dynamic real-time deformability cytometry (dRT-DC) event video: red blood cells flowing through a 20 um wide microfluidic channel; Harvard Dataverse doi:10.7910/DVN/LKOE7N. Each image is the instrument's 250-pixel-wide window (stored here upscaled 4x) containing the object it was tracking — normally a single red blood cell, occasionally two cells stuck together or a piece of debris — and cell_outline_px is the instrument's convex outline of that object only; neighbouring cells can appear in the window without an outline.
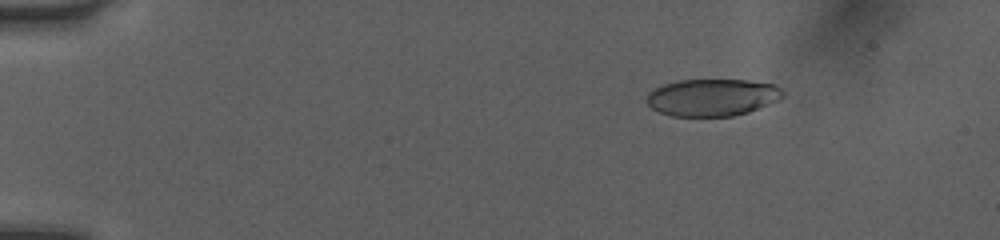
{"species": "human", "species_latin": "Homo sapiens", "temperature_condition": "room temperature", "stored_images_in_passage": 12, "camera_frame_rate_fps": 3000, "um_per_image_px": 0.085, "donor": {"sex": "female"}, "frame": {"image": 1, "passage_image": 3, "time_ms": 0.667, "image_size_px": [1000, 240], "cell_outline_px": [[784, 96], [768, 104], [748, 112], [732, 116], [672, 116], [660, 112], [652, 108], [644, 100], [648, 92], [652, 88], [676, 80], [748, 80], [772, 84], [780, 88], [784, 92]], "centroid_in_image_um": [60.48, 8.27], "position_along_channel_um": 24.5, "area_um2": 29.54}}
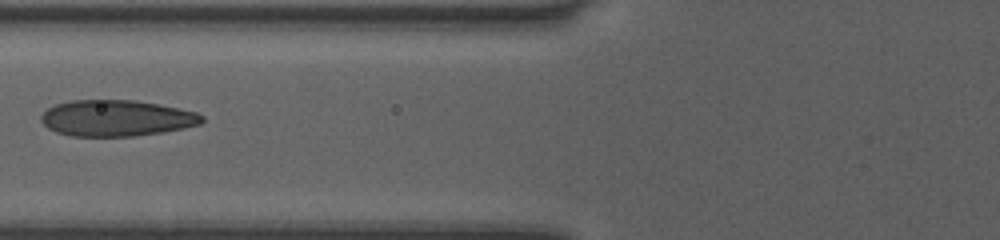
{"frame": {"image": 2, "passage_image": 8, "time_ms": 2.333, "image_size_px": [1000, 240], "cell_outline_px": [[204, 120], [200, 124], [184, 128], [164, 132], [136, 136], [72, 136], [56, 132], [48, 128], [40, 120], [40, 116], [48, 108], [56, 104], [72, 100], [136, 100], [160, 104], [180, 108], [196, 112], [204, 116]], "centroid_in_image_um": [9.92, 10.04], "position_along_channel_um": 115.9, "area_um2": 34.1}}
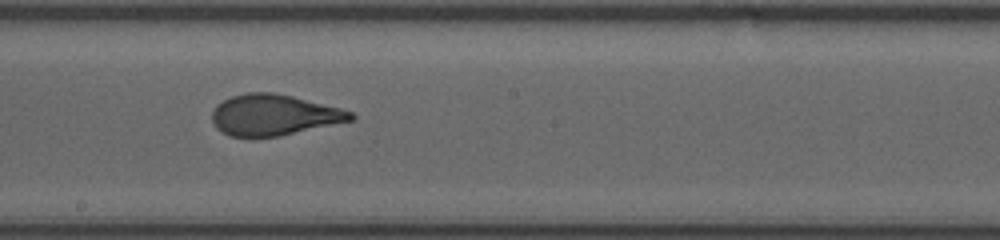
{"frame": {"image": 3, "passage_image": 11, "time_ms": 3.333, "image_size_px": [1000, 240], "cell_outline_px": [[356, 116], [352, 120], [276, 136], [228, 136], [220, 132], [216, 128], [212, 120], [212, 112], [216, 104], [232, 96], [248, 92], [272, 92], [292, 96], [340, 108], [352, 112]], "centroid_in_image_um": [23.23, 9.76], "position_along_channel_um": 225.0, "area_um2": 32.66}}